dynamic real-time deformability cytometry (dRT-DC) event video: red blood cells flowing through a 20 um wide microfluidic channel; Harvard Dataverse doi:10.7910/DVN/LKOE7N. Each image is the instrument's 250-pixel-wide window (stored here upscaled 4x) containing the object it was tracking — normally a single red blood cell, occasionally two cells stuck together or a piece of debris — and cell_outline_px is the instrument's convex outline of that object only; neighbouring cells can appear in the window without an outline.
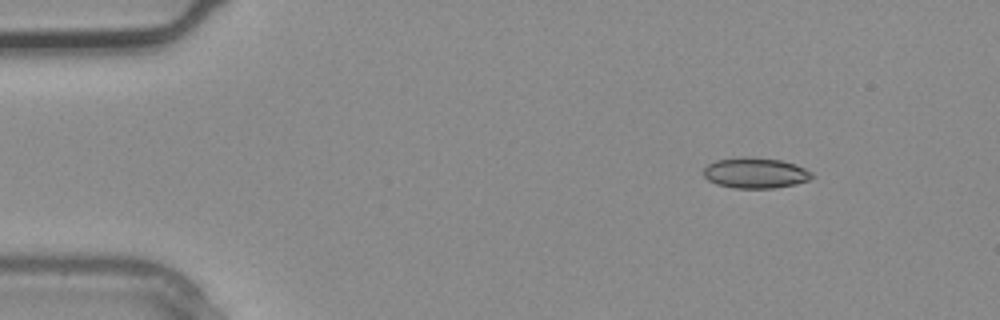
{"species": "common noctule bat (a hibernating species)", "species_latin": "Nyctalus noctula", "temperature_condition": "warm", "stored_images_in_passage": 3, "camera_frame_rate_fps": 3000, "um_per_image_px": 0.085, "animal": {"sex": "male", "body_mass_g": 20.4}, "frame": {"image": 1, "passage_image": 1, "time_ms": 0.0, "image_size_px": [1000, 320], "cell_outline_px": [[812, 176], [808, 180], [796, 184], [776, 188], [732, 188], [716, 184], [708, 180], [704, 176], [704, 168], [708, 164], [716, 160], [744, 156], [748, 156], [780, 160], [796, 164], [812, 172]], "centroid_in_image_um": [64.19, 14.7], "position_along_channel_um": 20.8, "area_um2": 19.42}}